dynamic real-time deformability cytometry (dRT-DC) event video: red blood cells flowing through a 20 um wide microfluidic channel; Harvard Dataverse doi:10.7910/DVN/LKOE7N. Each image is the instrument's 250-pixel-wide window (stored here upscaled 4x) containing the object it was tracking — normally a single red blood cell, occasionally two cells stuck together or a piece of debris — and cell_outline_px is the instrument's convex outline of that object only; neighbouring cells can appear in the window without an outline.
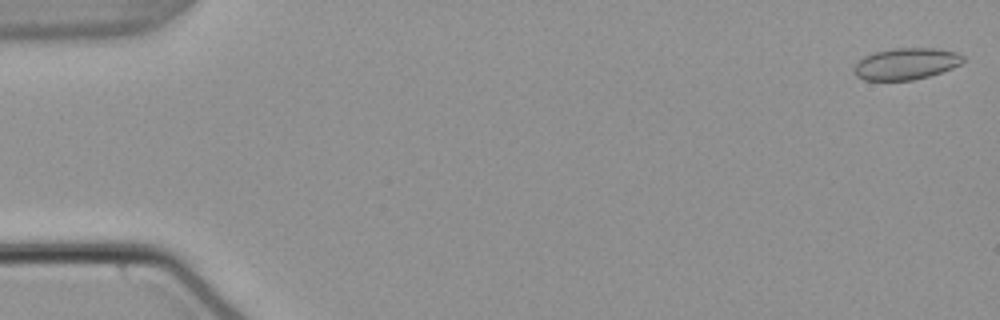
{"species": "common noctule bat (a hibernating species)", "species_latin": "Nyctalus noctula", "temperature_condition": "warm", "stored_images_in_passage": 54, "camera_frame_rate_fps": 3000, "um_per_image_px": 0.085, "animal": {"sex": "male", "body_mass_g": 21.5, "forearm_length_mm": 52.0}, "frame": {"image": 1, "passage_image": 1, "time_ms": 0.0, "image_size_px": [1000, 320], "cell_outline_px": [[964, 60], [960, 64], [952, 68], [928, 76], [912, 80], [864, 80], [856, 76], [852, 72], [852, 68], [864, 56], [876, 52], [892, 48], [936, 48], [956, 52], [964, 56]], "centroid_in_image_um": [76.99, 5.42], "position_along_channel_um": 8.0, "area_um2": 20.06}}
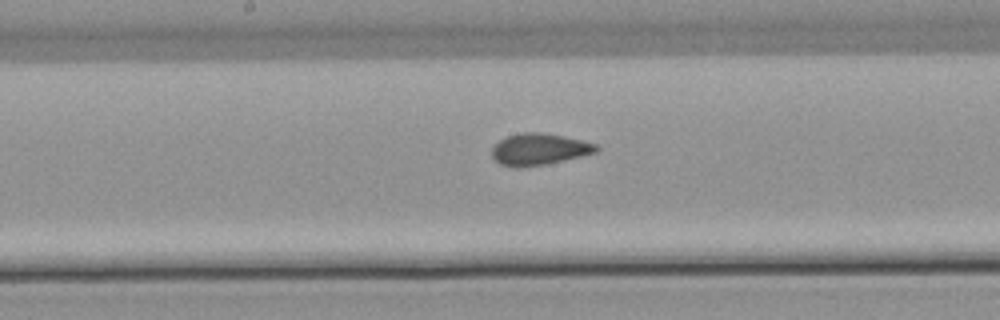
{"frame": {"image": 2, "passage_image": 28, "time_ms": 9.0, "image_size_px": [1000, 320], "cell_outline_px": [[600, 148], [596, 152], [580, 156], [544, 164], [520, 168], [512, 168], [500, 164], [492, 156], [492, 148], [500, 140], [508, 136], [520, 132], [540, 132], [564, 136], [596, 144]], "centroid_in_image_um": [45.8, 12.69], "position_along_channel_um": 202.4, "area_um2": 19.07}}
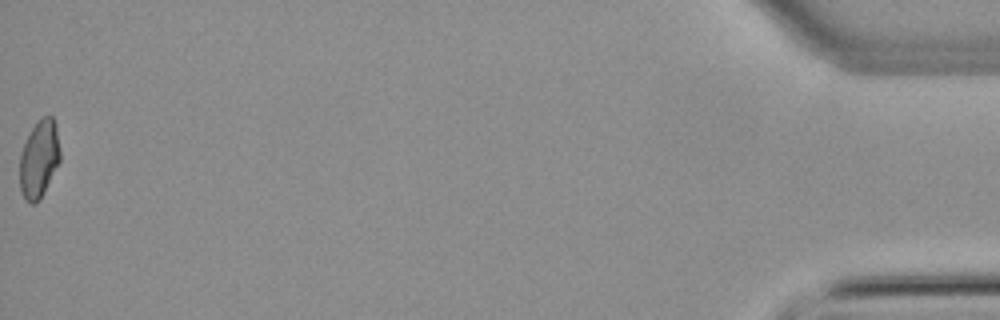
{"frame": {"image": 3, "passage_image": 54, "time_ms": 17.667, "image_size_px": [1000, 320], "cell_outline_px": [[60, 160], [40, 200], [36, 204], [28, 204], [24, 200], [20, 192], [20, 152], [32, 128], [40, 116], [52, 116], [56, 124], [60, 148]], "centroid_in_image_um": [3.32, 13.54], "position_along_channel_um": 431.9, "area_um2": 18.5}, "authors_computed_cell_mechanics": {"area_um2": 19.3052, "velocity_mm_per_s": 3.8088, "shape_relaxation_time_tau1_ms": null, "shape_relaxation_time_tau2_ms": 1.0725, "deformation_change_tau1": null, "deformation_change_tau2": 0.0666}}